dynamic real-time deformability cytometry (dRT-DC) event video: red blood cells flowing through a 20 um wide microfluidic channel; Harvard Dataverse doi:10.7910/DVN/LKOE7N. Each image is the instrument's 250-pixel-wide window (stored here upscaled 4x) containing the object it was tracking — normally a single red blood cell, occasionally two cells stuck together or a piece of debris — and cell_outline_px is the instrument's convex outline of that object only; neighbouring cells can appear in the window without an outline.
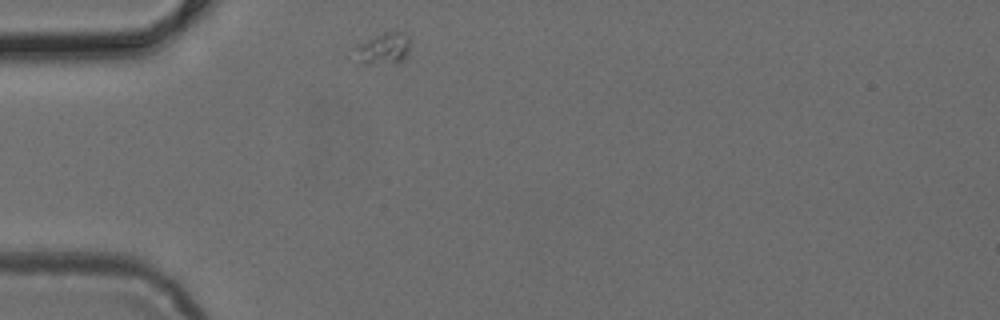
{"species": "common noctule bat (a hibernating species)", "species_latin": "Nyctalus noctula", "temperature_condition": "cold", "stored_images_in_passage": 29, "camera_frame_rate_fps": 3000, "um_per_image_px": 0.085, "animal": {"sex": "female", "body_mass_g": 24.6, "forearm_length_mm": 56.2}, "frame": {"image": 1, "passage_image": 1, "time_ms": 0.0, "image_size_px": [1000, 320], "cell_outline_px": [[408, 52], [404, 60], [396, 64], [364, 60], [344, 56], [356, 44], [384, 32], [404, 32], [408, 36]], "centroid_in_image_um": [32.48, 4.11], "position_along_channel_um": 52.5, "area_um2": 10.29}}